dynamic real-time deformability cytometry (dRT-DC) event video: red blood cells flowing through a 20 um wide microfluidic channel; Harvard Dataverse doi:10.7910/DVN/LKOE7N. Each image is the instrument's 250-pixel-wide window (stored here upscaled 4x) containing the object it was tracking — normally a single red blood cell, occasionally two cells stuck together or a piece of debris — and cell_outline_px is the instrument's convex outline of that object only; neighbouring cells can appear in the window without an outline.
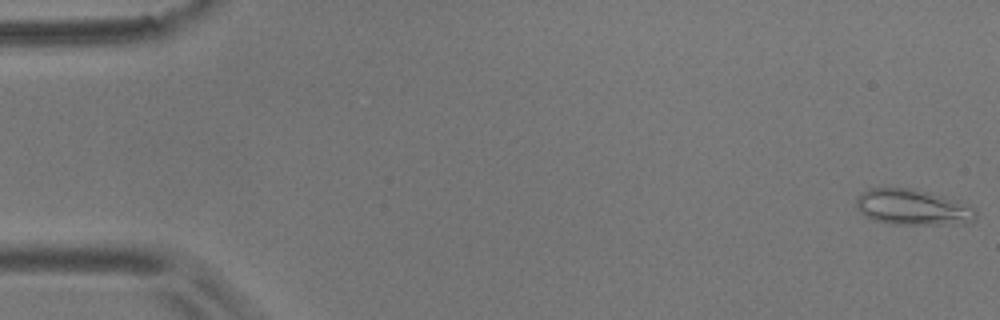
{"species": "common noctule bat (a hibernating species)", "species_latin": "Nyctalus noctula", "temperature_condition": "room temperature", "stored_images_in_passage": 51, "camera_frame_rate_fps": 3000, "um_per_image_px": 0.085, "animal": {"sex": "male", "body_mass_g": 17.9}, "frame": {"image": 1, "passage_image": 1, "time_ms": 0.0, "image_size_px": [1000, 320], "cell_outline_px": [[976, 220], [964, 224], [892, 224], [876, 220], [864, 216], [856, 208], [856, 200], [860, 192], [868, 188], [912, 188], [928, 192], [956, 200], [972, 208], [976, 212]], "centroid_in_image_um": [77.54, 17.62], "position_along_channel_um": 7.5, "area_um2": 24.91}}
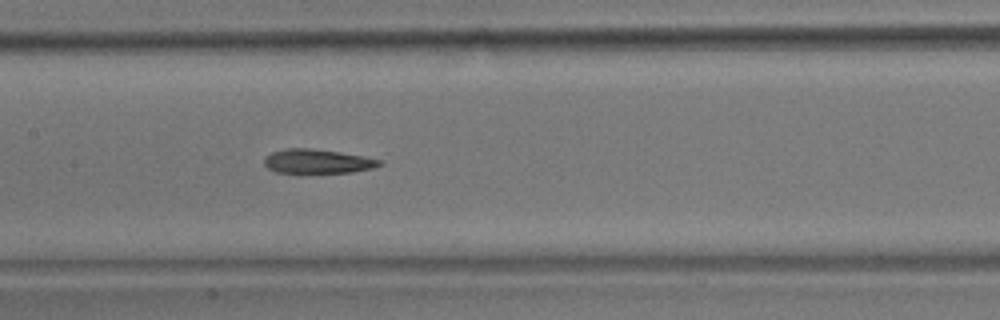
{"frame": {"image": 2, "passage_image": 27, "time_ms": 8.667, "image_size_px": [1000, 320], "cell_outline_px": [[384, 164], [372, 168], [352, 172], [300, 176], [276, 172], [268, 168], [264, 164], [264, 156], [272, 152], [284, 148], [308, 148], [340, 152], [380, 160]], "centroid_in_image_um": [26.9, 13.77], "position_along_channel_um": 180.5, "area_um2": 17.11}}
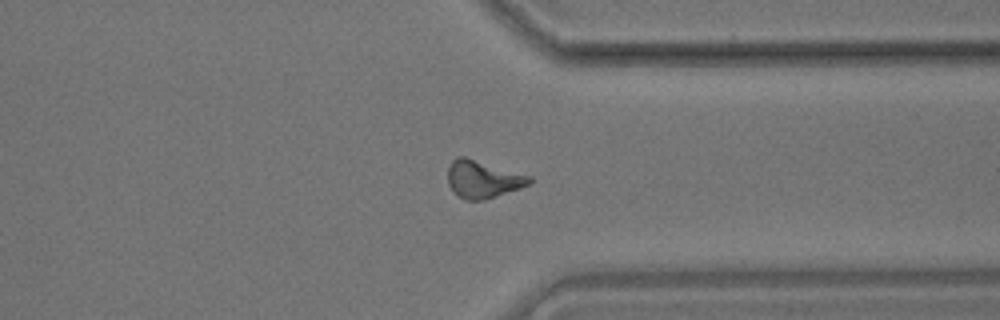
{"frame": {"image": 3, "passage_image": 43, "time_ms": 14.0, "image_size_px": [1000, 320], "cell_outline_px": [[532, 184], [484, 200], [464, 200], [456, 196], [452, 192], [448, 184], [448, 168], [452, 160], [456, 156], [464, 156], [532, 176]], "centroid_in_image_um": [41.03, 15.24], "position_along_channel_um": 370.4, "area_um2": 18.09}, "authors_computed_cell_mechanics": {"area_um2": 17.2822, "velocity_mm_per_s": 3.5918, "shape_relaxation_time_tau1_ms": 10.398, "shape_relaxation_time_tau2_ms": 4.9899, "deformation_change_tau1": 0.2009, "deformation_change_tau2": 0.1483}}